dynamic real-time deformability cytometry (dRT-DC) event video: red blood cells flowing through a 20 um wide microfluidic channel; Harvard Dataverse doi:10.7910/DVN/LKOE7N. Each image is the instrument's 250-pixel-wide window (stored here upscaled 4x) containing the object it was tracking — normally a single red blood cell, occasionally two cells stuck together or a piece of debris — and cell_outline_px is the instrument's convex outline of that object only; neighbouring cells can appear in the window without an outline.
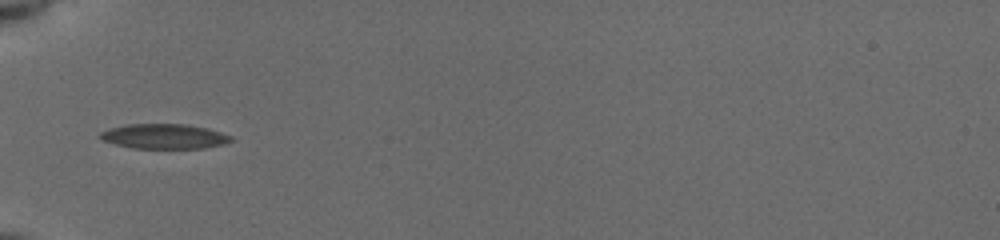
{"species": "common noctule bat (a hibernating species)", "species_latin": "Nyctalus noctula", "temperature_condition": "cold", "stored_images_in_passage": 34, "camera_frame_rate_fps": 3000, "um_per_image_px": 0.085, "animal": {"sex": "female", "body_mass_g": 19.5, "forearm_length_mm": 54.1}, "frame": {"image": 1, "passage_image": 1, "time_ms": 0.0, "image_size_px": [1000, 240], "cell_outline_px": [[232, 140], [224, 144], [204, 148], [132, 148], [116, 144], [104, 140], [100, 136], [100, 132], [108, 128], [128, 124], [184, 124], [208, 128], [232, 136]], "centroid_in_image_um": [13.97, 11.58], "position_along_channel_um": 71.0, "area_um2": 18.84}}
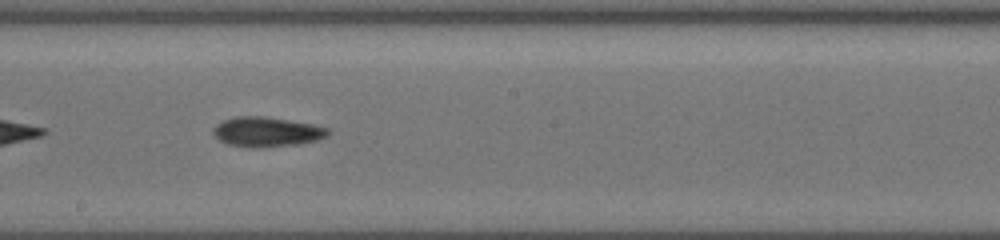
{"frame": {"image": 2, "passage_image": 13, "time_ms": 4.0, "image_size_px": [1000, 240], "cell_outline_px": [[332, 132], [328, 136], [320, 140], [300, 144], [256, 148], [228, 144], [220, 140], [212, 132], [212, 128], [216, 124], [224, 120], [236, 116], [264, 116], [312, 124], [328, 128]], "centroid_in_image_um": [22.71, 11.21], "position_along_channel_um": 225.5, "area_um2": 20.06}}
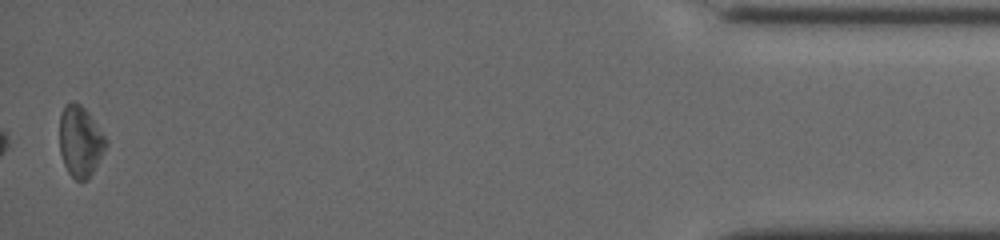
{"frame": {"image": 3, "passage_image": 34, "time_ms": 11.0, "image_size_px": [1000, 240], "cell_outline_px": [[108, 144], [104, 152], [88, 180], [76, 180], [68, 172], [64, 164], [60, 152], [60, 112], [64, 104], [80, 104], [88, 112], [108, 140]], "centroid_in_image_um": [6.83, 12.03], "position_along_channel_um": 428.4, "area_um2": 19.07}, "authors_computed_cell_mechanics": {"area_um2": 18.9584, "velocity_mm_per_s": 3.9404, "shape_relaxation_time_tau1_ms": 2.6742, "shape_relaxation_time_tau2_ms": null, "deformation_change_tau1": 0.1073, "deformation_change_tau2": null}}